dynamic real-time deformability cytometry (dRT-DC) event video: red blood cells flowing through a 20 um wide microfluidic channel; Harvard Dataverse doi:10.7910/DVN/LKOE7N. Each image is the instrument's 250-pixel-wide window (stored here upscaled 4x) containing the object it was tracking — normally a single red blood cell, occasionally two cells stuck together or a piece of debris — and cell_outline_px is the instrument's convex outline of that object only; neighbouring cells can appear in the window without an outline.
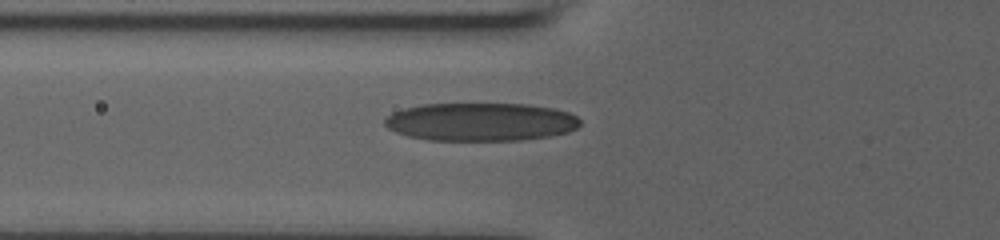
{"species": "human", "species_latin": "Homo sapiens", "temperature_condition": "room temperature", "stored_images_in_passage": 11, "camera_frame_rate_fps": 3000, "um_per_image_px": 0.085, "donor": {"sex": "male"}, "frame": {"image": 1, "passage_image": 7, "time_ms": 2.0, "image_size_px": [1000, 240], "cell_outline_px": [[580, 124], [576, 128], [568, 132], [548, 136], [520, 140], [428, 140], [408, 136], [396, 132], [388, 128], [384, 124], [384, 120], [392, 112], [404, 108], [424, 104], [528, 104], [552, 108], [568, 112], [576, 116], [580, 120]], "centroid_in_image_um": [40.84, 10.36], "position_along_channel_um": 85.0, "area_um2": 43.41}}
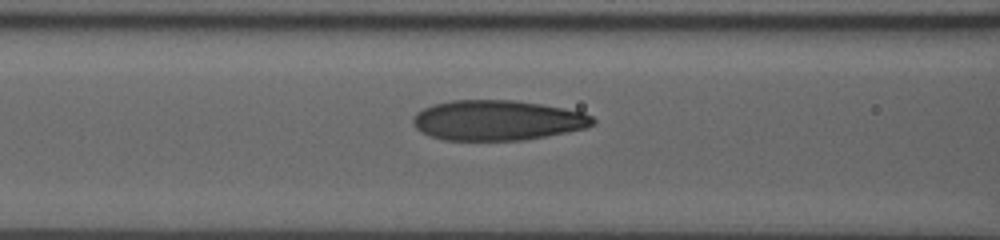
{"frame": {"image": 2, "passage_image": 10, "time_ms": 3.0, "image_size_px": [1000, 240], "cell_outline_px": [[596, 120], [588, 128], [568, 132], [524, 140], [444, 140], [428, 136], [420, 132], [412, 124], [412, 116], [416, 112], [432, 104], [452, 100], [512, 100], [540, 104], [564, 108], [584, 112], [592, 116]], "centroid_in_image_um": [42.25, 10.23], "position_along_channel_um": 124.4, "area_um2": 42.43}}